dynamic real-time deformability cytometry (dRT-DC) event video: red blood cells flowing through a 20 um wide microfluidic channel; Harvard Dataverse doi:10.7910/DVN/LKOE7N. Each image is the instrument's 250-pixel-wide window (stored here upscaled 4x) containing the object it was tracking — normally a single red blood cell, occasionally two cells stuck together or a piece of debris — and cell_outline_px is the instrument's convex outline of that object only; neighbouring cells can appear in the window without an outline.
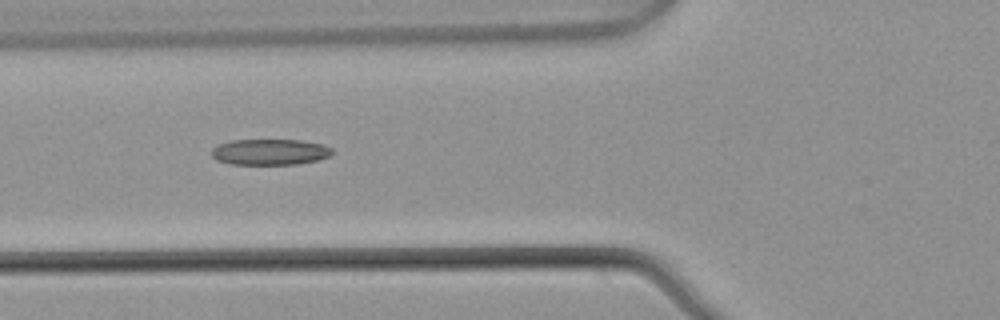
{"species": "common noctule bat (a hibernating species)", "species_latin": "Nyctalus noctula", "temperature_condition": "warm", "stored_images_in_passage": 7, "camera_frame_rate_fps": 3000, "um_per_image_px": 0.085, "animal": {"sex": "male", "body_mass_g": 21.5, "forearm_length_mm": 52.0}, "frame": {"image": 1, "passage_image": 5, "time_ms": 1.333, "image_size_px": [1000, 320], "cell_outline_px": [[332, 152], [328, 156], [316, 160], [296, 164], [232, 164], [216, 160], [212, 156], [212, 148], [216, 144], [232, 140], [300, 140], [324, 144], [332, 148]], "centroid_in_image_um": [22.91, 12.91], "position_along_channel_um": 102.9, "area_um2": 18.21}}
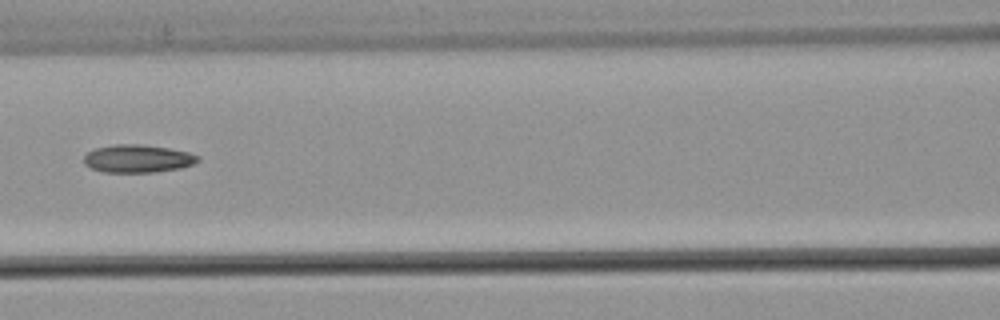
{"frame": {"image": 2, "passage_image": 6, "time_ms": 1.667, "image_size_px": [1000, 320], "cell_outline_px": [[200, 160], [192, 164], [180, 168], [156, 172], [104, 172], [92, 168], [84, 164], [84, 156], [88, 152], [96, 148], [112, 144], [140, 144], [168, 148], [188, 152], [200, 156]], "centroid_in_image_um": [11.71, 13.48], "position_along_channel_um": 154.9, "area_um2": 18.5}}